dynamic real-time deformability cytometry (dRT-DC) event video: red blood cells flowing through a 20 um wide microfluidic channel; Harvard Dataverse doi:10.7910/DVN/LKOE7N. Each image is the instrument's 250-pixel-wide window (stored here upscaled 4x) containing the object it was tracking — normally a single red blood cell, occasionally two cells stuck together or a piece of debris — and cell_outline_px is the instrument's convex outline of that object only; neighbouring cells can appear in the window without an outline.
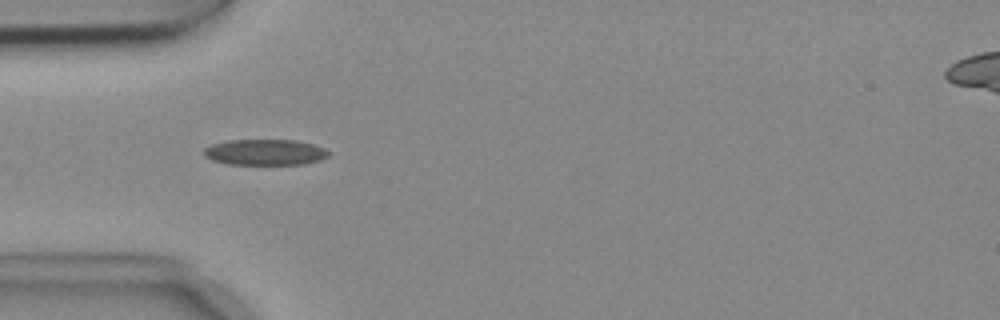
{"species": "common noctule bat (a hibernating species)", "species_latin": "Nyctalus noctula", "temperature_condition": "cold", "stored_images_in_passage": 44, "camera_frame_rate_fps": 3000, "um_per_image_px": 0.085, "animal": {"sex": "female", "body_mass_g": 18.4}, "frame": {"image": 1, "passage_image": 6, "time_ms": 1.667, "image_size_px": [1000, 320], "cell_outline_px": [[332, 152], [328, 156], [320, 160], [304, 164], [228, 164], [212, 160], [204, 156], [204, 148], [212, 144], [228, 140], [296, 140], [312, 144], [324, 148]], "centroid_in_image_um": [22.54, 12.94], "position_along_channel_um": 62.5, "area_um2": 18.84}}
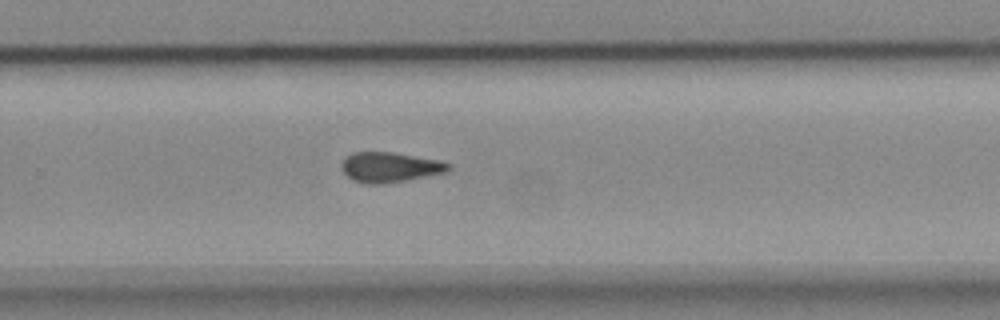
{"frame": {"image": 2, "passage_image": 25, "time_ms": 8.0, "image_size_px": [1000, 320], "cell_outline_px": [[452, 168], [444, 172], [404, 180], [380, 184], [364, 184], [352, 180], [340, 168], [340, 164], [344, 156], [352, 152], [392, 152], [440, 160], [452, 164]], "centroid_in_image_um": [33.08, 14.2], "position_along_channel_um": 296.7, "area_um2": 18.79}}
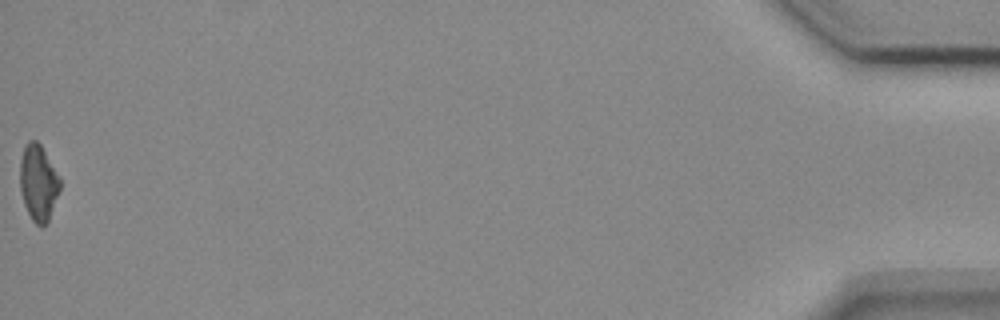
{"frame": {"image": 3, "passage_image": 44, "time_ms": 14.333, "image_size_px": [1000, 320], "cell_outline_px": [[60, 188], [48, 220], [40, 228], [32, 220], [24, 204], [20, 188], [20, 160], [24, 148], [28, 140], [36, 140], [40, 144], [60, 176]], "centroid_in_image_um": [3.25, 15.51], "position_along_channel_um": 431.9, "area_um2": 17.57}, "authors_computed_cell_mechanics": {"area_um2": 18.785, "velocity_mm_per_s": 3.7311, "shape_relaxation_time_tau1_ms": null, "shape_relaxation_time_tau2_ms": 4.7301, "deformation_change_tau1": null, "deformation_change_tau2": 0.1393}}